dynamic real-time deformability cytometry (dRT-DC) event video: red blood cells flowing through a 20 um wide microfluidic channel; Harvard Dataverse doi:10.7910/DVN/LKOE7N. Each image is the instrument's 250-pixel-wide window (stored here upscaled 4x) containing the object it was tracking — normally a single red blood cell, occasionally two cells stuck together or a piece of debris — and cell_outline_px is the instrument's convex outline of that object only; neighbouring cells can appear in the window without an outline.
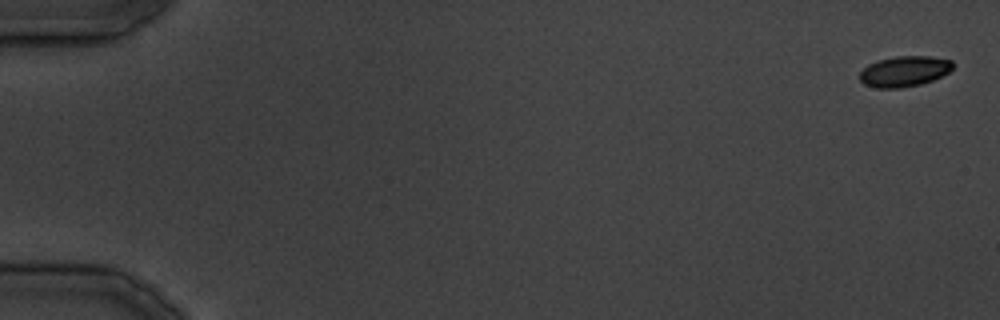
{"species": "common noctule bat (a hibernating species)", "species_latin": "Nyctalus noctula", "temperature_condition": "cold", "stored_images_in_passage": 22, "camera_frame_rate_fps": 3000, "um_per_image_px": 0.085, "animal": {"sex": "male", "body_mass_g": 19.5, "forearm_length_mm": 54.6}, "frame": {"image": 1, "passage_image": 1, "time_ms": 0.0, "image_size_px": [1000, 320], "cell_outline_px": [[952, 68], [948, 72], [932, 80], [920, 84], [900, 88], [876, 88], [864, 84], [860, 80], [860, 72], [868, 64], [880, 60], [896, 56], [928, 56], [952, 60]], "centroid_in_image_um": [76.84, 6.06], "position_along_channel_um": 8.2, "area_um2": 16.42}}
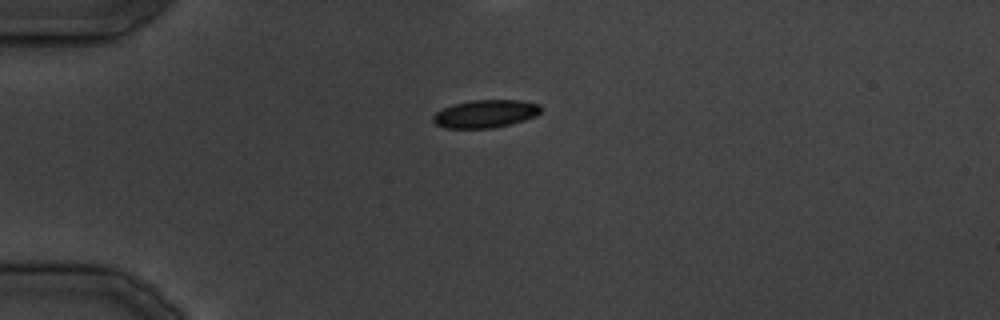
{"frame": {"image": 2, "passage_image": 10, "time_ms": 11.0, "image_size_px": [1000, 320], "cell_outline_px": [[540, 112], [536, 116], [524, 120], [492, 128], [444, 128], [436, 124], [432, 120], [432, 116], [436, 112], [452, 104], [472, 100], [520, 100], [540, 104]], "centroid_in_image_um": [41.24, 9.66], "position_along_channel_um": 43.8, "area_um2": 17.46}}